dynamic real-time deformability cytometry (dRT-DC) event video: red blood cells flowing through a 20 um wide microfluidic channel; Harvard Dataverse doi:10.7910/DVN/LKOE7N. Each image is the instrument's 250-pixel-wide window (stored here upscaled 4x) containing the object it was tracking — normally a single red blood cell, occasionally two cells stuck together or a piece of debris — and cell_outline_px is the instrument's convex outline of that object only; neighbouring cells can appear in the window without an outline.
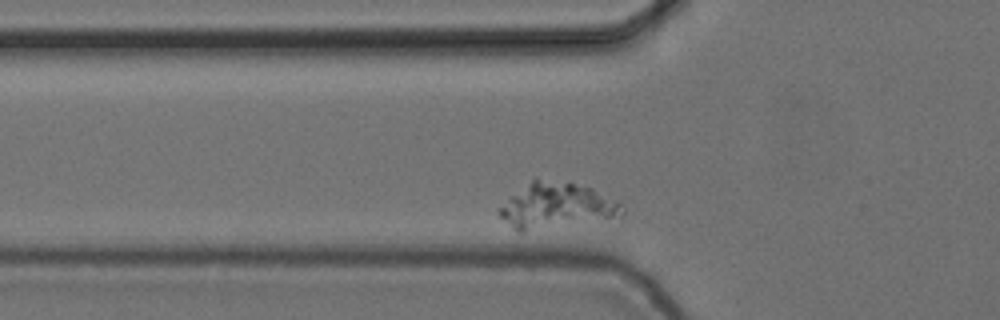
{"species": "common noctule bat (a hibernating species)", "species_latin": "Nyctalus noctula", "temperature_condition": "cold", "stored_images_in_passage": 15, "camera_frame_rate_fps": 3000, "um_per_image_px": 0.085, "animal": {"sex": "female", "body_mass_g": 24.6, "forearm_length_mm": 56.2}, "frame": {"image": 1, "passage_image": 4, "time_ms": 1.0, "image_size_px": [1000, 320], "cell_outline_px": [[624, 212], [620, 216], [524, 232], [516, 232], [496, 212], [496, 208], [508, 196], [536, 176], [592, 188], [620, 200], [624, 208]], "centroid_in_image_um": [47.23, 17.46], "position_along_channel_um": 78.6, "area_um2": 33.12}}
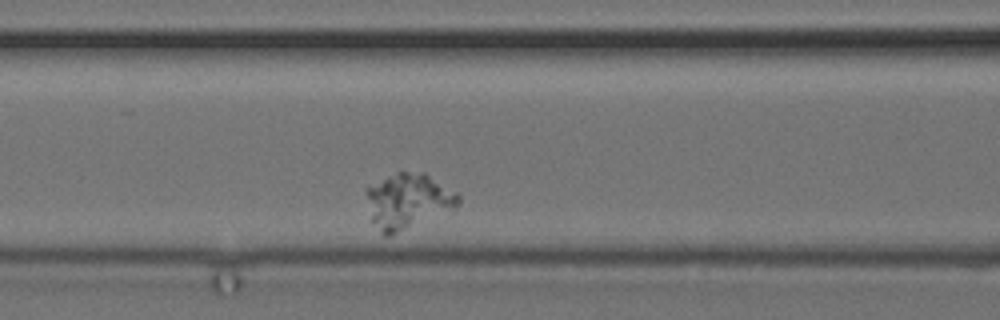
{"frame": {"image": 2, "passage_image": 9, "time_ms": 2.667, "image_size_px": [1000, 320], "cell_outline_px": [[460, 204], [452, 212], [388, 236], [384, 236], [380, 232], [372, 220], [364, 192], [364, 188], [368, 184], [396, 172], [424, 172], [456, 192], [460, 196]], "centroid_in_image_um": [34.68, 17.09], "position_along_channel_um": 131.9, "area_um2": 30.29}}
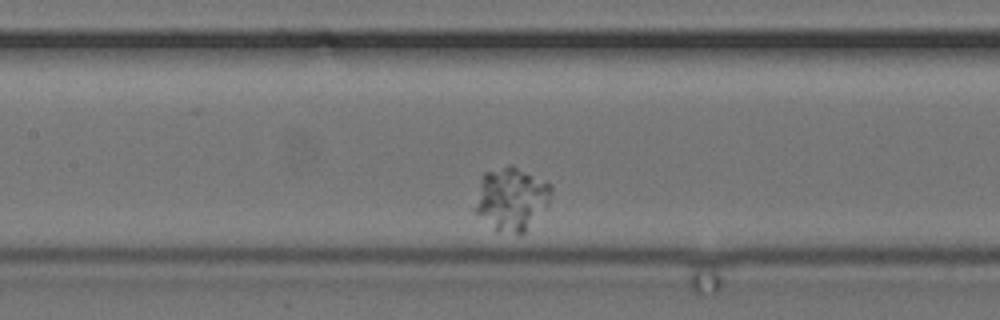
{"frame": {"image": 3, "passage_image": 12, "time_ms": 3.667, "image_size_px": [1000, 320], "cell_outline_px": [[552, 192], [548, 204], [524, 232], [520, 236], [496, 232], [472, 212], [472, 208], [480, 176], [484, 172], [508, 164], [512, 164], [552, 184]], "centroid_in_image_um": [43.39, 16.92], "position_along_channel_um": 164.0, "area_um2": 29.07}}